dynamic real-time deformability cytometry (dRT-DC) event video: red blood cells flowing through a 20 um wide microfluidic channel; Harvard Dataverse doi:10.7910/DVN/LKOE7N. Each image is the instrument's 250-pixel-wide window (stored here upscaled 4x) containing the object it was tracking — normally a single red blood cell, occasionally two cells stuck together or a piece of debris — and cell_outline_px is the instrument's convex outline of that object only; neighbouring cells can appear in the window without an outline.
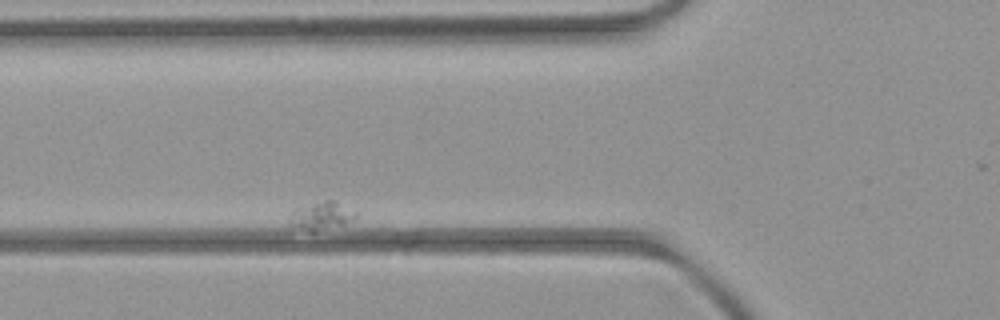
{"species": "common noctule bat (a hibernating species)", "species_latin": "Nyctalus noctula", "temperature_condition": "room temperature", "stored_images_in_passage": 2, "camera_frame_rate_fps": 3000, "um_per_image_px": 0.085, "animal": {"sex": "female", "body_mass_g": 21.9}, "frame": {"image": 1, "passage_image": 2, "time_ms": 1.0, "image_size_px": [1000, 320], "cell_outline_px": [[356, 216], [352, 220], [344, 224], [312, 232], [288, 224], [292, 208], [324, 200], [332, 200], [356, 212]], "centroid_in_image_um": [27.25, 18.33], "position_along_channel_um": 98.5, "area_um2": 10.69}}